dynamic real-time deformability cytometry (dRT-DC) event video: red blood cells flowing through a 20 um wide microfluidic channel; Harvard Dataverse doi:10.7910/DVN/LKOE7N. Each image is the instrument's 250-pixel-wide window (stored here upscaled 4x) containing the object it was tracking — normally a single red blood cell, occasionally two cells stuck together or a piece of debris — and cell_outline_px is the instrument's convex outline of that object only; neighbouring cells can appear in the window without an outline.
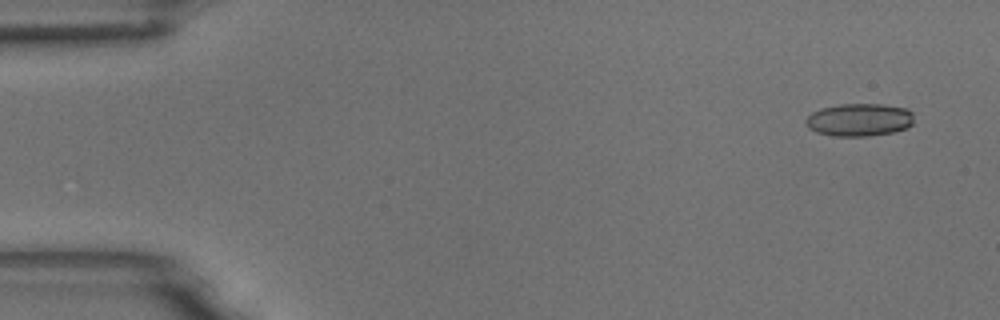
{"species": "common noctule bat (a hibernating species)", "species_latin": "Nyctalus noctula", "temperature_condition": "room temperature", "stored_images_in_passage": 4, "camera_frame_rate_fps": 3000, "um_per_image_px": 0.085, "animal": {"sex": "male", "body_mass_g": 18.8}, "frame": {"image": 1, "passage_image": 1, "time_ms": 0.0, "image_size_px": [1000, 320], "cell_outline_px": [[912, 124], [908, 128], [892, 132], [868, 136], [832, 136], [816, 132], [808, 128], [804, 124], [804, 120], [812, 112], [820, 108], [840, 104], [884, 104], [904, 108], [912, 112]], "centroid_in_image_um": [72.99, 10.18], "position_along_channel_um": 12.0, "area_um2": 20.81}}
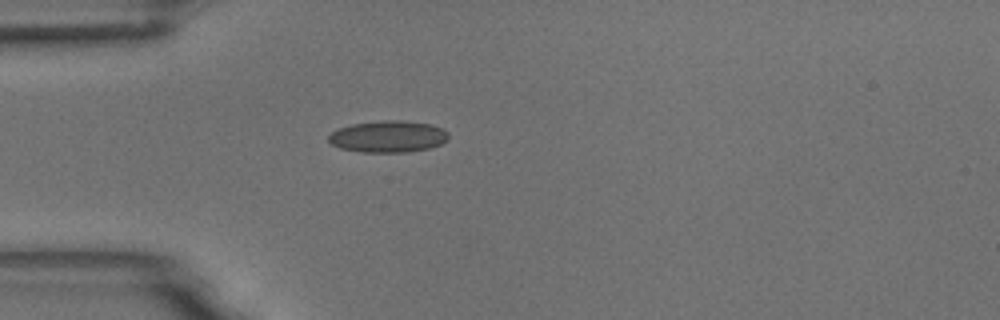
{"frame": {"image": 2, "passage_image": 4, "time_ms": 1.0, "image_size_px": [1000, 320], "cell_outline_px": [[448, 140], [440, 144], [428, 148], [408, 152], [360, 152], [340, 148], [332, 144], [328, 140], [328, 136], [332, 132], [340, 128], [352, 124], [384, 120], [400, 120], [432, 124], [448, 132]], "centroid_in_image_um": [32.99, 11.61], "position_along_channel_um": 52.0, "area_um2": 22.08}}